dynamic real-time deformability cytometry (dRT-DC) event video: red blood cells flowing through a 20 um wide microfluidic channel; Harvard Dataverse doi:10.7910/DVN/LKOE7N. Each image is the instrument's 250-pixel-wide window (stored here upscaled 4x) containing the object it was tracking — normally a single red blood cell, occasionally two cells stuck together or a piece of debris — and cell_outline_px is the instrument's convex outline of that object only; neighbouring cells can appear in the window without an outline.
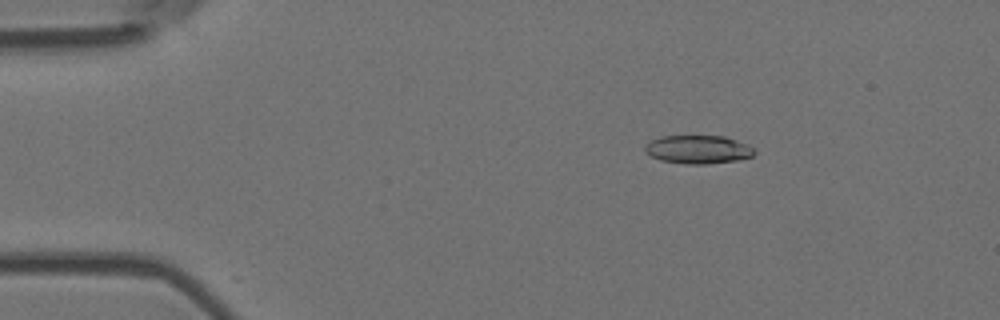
{"species": "Egyptian fruit bat (a non-hibernating species)", "species_latin": "Rousettus aegyptiacus", "temperature_condition": "room temperature", "stored_images_in_passage": 4, "camera_frame_rate_fps": 3000, "um_per_image_px": 0.085, "animal": {"sex": "female"}, "frame": {"image": 1, "passage_image": 2, "time_ms": 0.333, "image_size_px": [1000, 320], "cell_outline_px": [[756, 152], [752, 156], [736, 160], [708, 164], [688, 164], [660, 160], [644, 152], [644, 148], [652, 140], [660, 136], [724, 136], [748, 144], [756, 148]], "centroid_in_image_um": [59.37, 12.7], "position_along_channel_um": 25.6, "area_um2": 18.09}}